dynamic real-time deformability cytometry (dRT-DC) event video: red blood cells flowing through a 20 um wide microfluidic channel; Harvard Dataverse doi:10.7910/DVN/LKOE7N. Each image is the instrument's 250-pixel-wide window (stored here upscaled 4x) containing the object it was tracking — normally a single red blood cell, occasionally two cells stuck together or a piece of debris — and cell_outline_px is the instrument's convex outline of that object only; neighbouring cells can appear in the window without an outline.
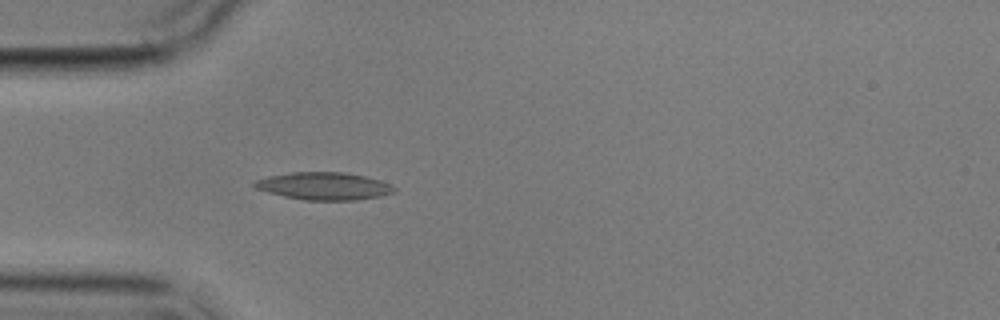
{"species": "common noctule bat (a hibernating species)", "species_latin": "Nyctalus noctula", "temperature_condition": "cold", "stored_images_in_passage": 1, "camera_frame_rate_fps": 3000, "um_per_image_px": 0.085, "animal": {"sex": "male", "body_mass_g": 17.9}, "frame": {"image": 1, "passage_image": 1, "time_ms": 0.0, "image_size_px": [1000, 320], "cell_outline_px": [[396, 192], [380, 196], [356, 200], [304, 200], [284, 196], [268, 192], [256, 188], [252, 184], [256, 180], [268, 176], [292, 172], [344, 172], [364, 176], [380, 180], [392, 184], [396, 188]], "centroid_in_image_um": [27.57, 15.81], "position_along_channel_um": 57.4, "area_um2": 22.43}}